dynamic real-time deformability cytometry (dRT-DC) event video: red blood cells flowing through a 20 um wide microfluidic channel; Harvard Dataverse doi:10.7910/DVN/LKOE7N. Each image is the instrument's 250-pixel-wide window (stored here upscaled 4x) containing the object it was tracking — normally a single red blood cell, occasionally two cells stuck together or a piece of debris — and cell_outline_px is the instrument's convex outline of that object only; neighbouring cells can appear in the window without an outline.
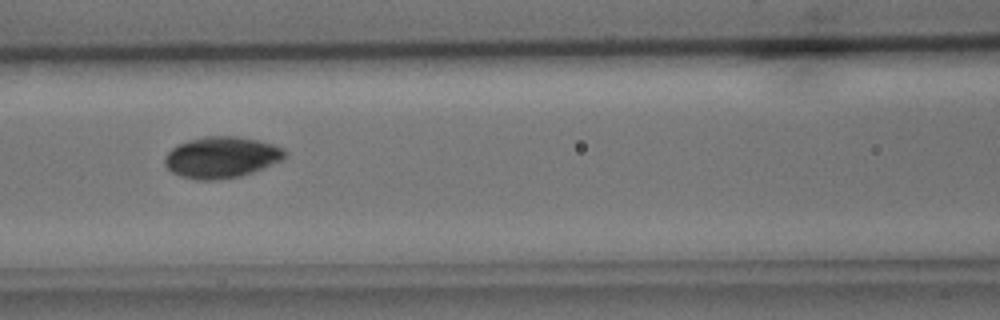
{"species": "common noctule bat (a hibernating species)", "species_latin": "Nyctalus noctula", "temperature_condition": "cold", "stored_images_in_passage": 7, "camera_frame_rate_fps": 3000, "um_per_image_px": 0.085, "animal": {"sex": "male", "body_mass_g": 15.6}, "frame": {"image": 1, "passage_image": 6, "time_ms": 6.667, "image_size_px": [1000, 320], "cell_outline_px": [[288, 156], [284, 160], [264, 168], [240, 176], [216, 180], [196, 180], [180, 176], [172, 172], [164, 164], [164, 156], [176, 144], [188, 140], [204, 136], [236, 136], [256, 140], [272, 144], [284, 148], [288, 152]], "centroid_in_image_um": [18.84, 13.37], "position_along_channel_um": 147.8, "area_um2": 29.25}}
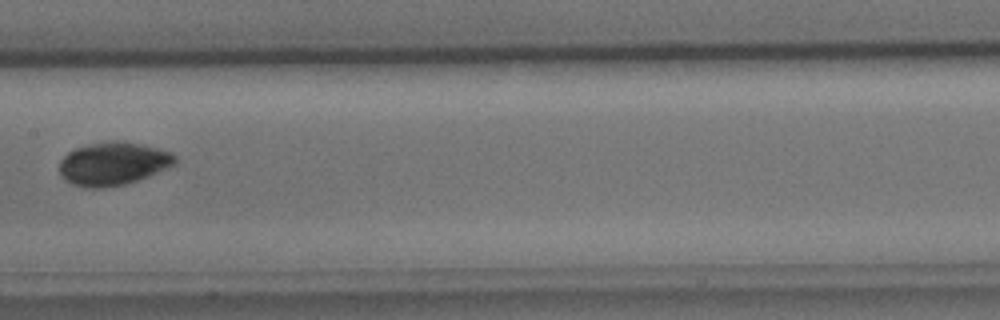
{"frame": {"image": 2, "passage_image": 7, "time_ms": 8.0, "image_size_px": [1000, 320], "cell_outline_px": [[176, 164], [148, 176], [124, 184], [100, 188], [84, 188], [72, 184], [64, 180], [60, 172], [60, 160], [68, 152], [76, 148], [88, 144], [112, 140], [120, 140], [160, 148], [172, 152], [176, 156]], "centroid_in_image_um": [9.61, 13.9], "position_along_channel_um": 197.8, "area_um2": 29.19}}